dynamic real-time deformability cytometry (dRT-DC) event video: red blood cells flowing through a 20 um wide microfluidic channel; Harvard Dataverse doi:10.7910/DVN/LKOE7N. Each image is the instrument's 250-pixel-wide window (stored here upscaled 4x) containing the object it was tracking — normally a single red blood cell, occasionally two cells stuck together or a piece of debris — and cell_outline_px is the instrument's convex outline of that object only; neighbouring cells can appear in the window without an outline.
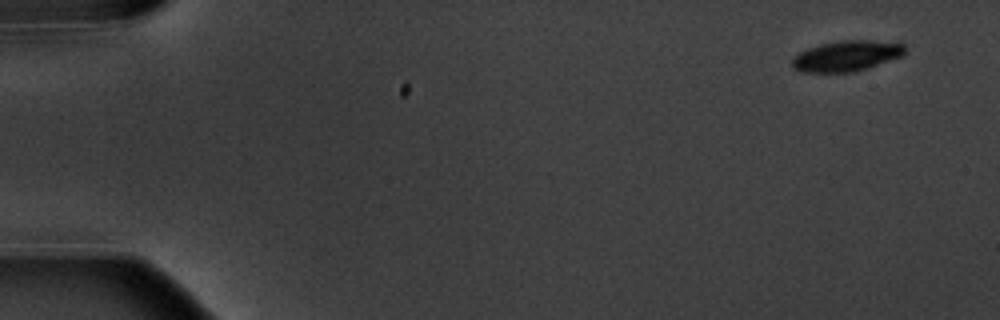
{"species": "common noctule bat (a hibernating species)", "species_latin": "Nyctalus noctula", "temperature_condition": "warm", "stored_images_in_passage": 5, "camera_frame_rate_fps": 3000, "um_per_image_px": 0.085, "animal": {"sex": "male", "body_mass_g": 20.1, "forearm_length_mm": 53.5}, "frame": {"image": 1, "passage_image": 1, "time_ms": 0.0, "image_size_px": [1000, 320], "cell_outline_px": [[904, 56], [856, 72], [800, 72], [792, 68], [792, 56], [808, 48], [820, 44], [840, 40], [900, 40], [904, 44]], "centroid_in_image_um": [72.01, 4.74], "position_along_channel_um": 13.0, "area_um2": 20.75}}
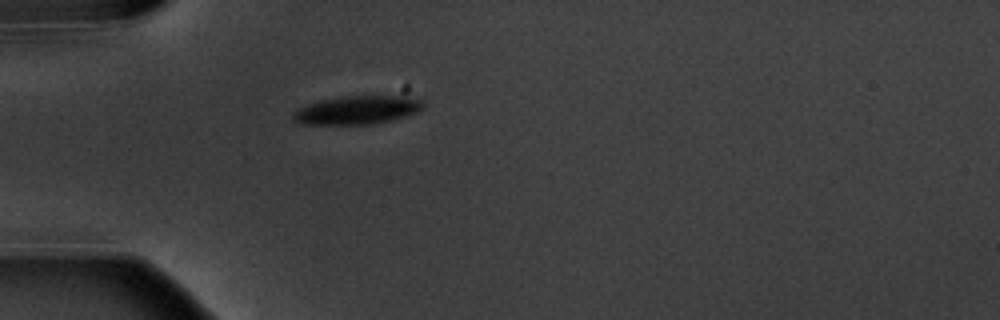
{"frame": {"image": 2, "passage_image": 5, "time_ms": 4.667, "image_size_px": [1000, 320], "cell_outline_px": [[424, 108], [416, 112], [404, 116], [372, 124], [300, 124], [292, 120], [292, 112], [308, 104], [320, 100], [344, 96], [412, 96], [424, 100]], "centroid_in_image_um": [30.36, 9.34], "position_along_channel_um": 54.6, "area_um2": 21.56}}